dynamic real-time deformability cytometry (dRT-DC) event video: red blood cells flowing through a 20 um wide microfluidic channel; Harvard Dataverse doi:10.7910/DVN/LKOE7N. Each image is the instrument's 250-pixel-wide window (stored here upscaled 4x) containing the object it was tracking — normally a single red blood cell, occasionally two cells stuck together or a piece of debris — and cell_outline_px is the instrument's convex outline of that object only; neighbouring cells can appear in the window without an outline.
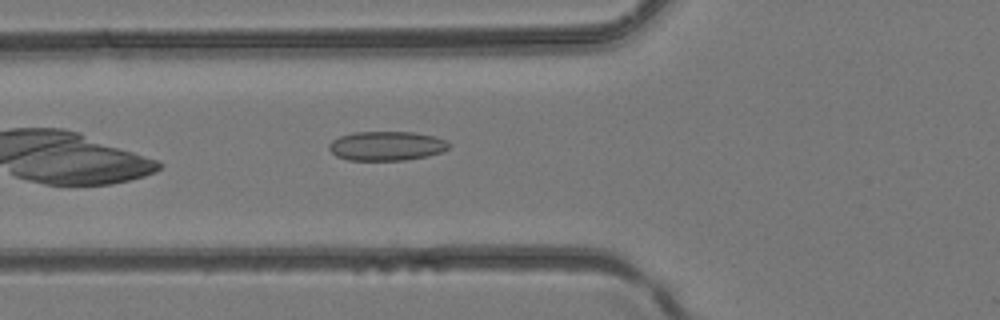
{"species": "common noctule bat (a hibernating species)", "species_latin": "Nyctalus noctula", "temperature_condition": "room temperature", "stored_images_in_passage": 30, "camera_frame_rate_fps": 3000, "um_per_image_px": 0.085, "animal": {"sex": "female", "body_mass_g": 24.6, "forearm_length_mm": 56.2}, "frame": {"image": 1, "passage_image": 4, "time_ms": 1.0, "image_size_px": [1000, 320], "cell_outline_px": [[448, 148], [440, 152], [428, 156], [404, 160], [348, 160], [336, 156], [328, 148], [328, 144], [332, 140], [340, 136], [356, 132], [412, 132], [432, 136], [448, 140]], "centroid_in_image_um": [32.83, 12.4], "position_along_channel_um": 93.0, "area_um2": 20.35}}
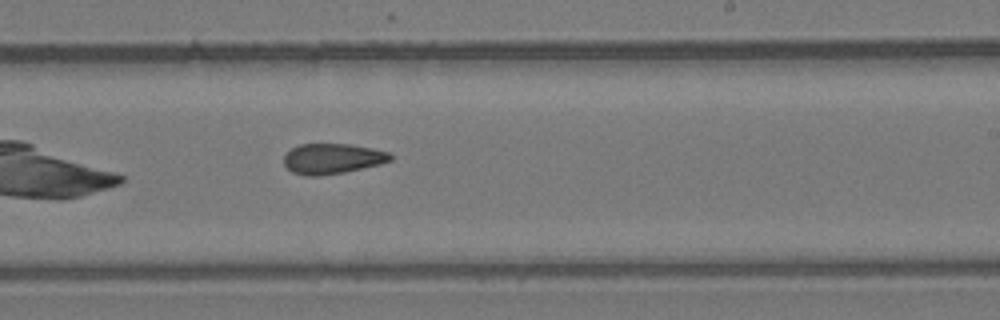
{"frame": {"image": 2, "passage_image": 14, "time_ms": 4.333, "image_size_px": [1000, 320], "cell_outline_px": [[392, 160], [380, 164], [344, 172], [320, 176], [304, 176], [292, 172], [284, 164], [284, 156], [292, 148], [300, 144], [348, 144], [372, 148], [388, 152], [392, 156]], "centroid_in_image_um": [28.24, 13.49], "position_along_channel_um": 260.8, "area_um2": 18.79}}
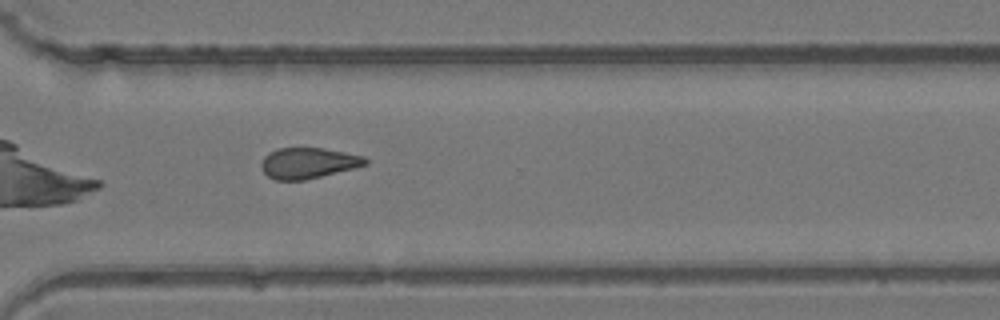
{"frame": {"image": 3, "passage_image": 19, "time_ms": 6.0, "image_size_px": [1000, 320], "cell_outline_px": [[368, 164], [304, 180], [276, 180], [268, 176], [260, 168], [260, 164], [264, 156], [268, 152], [276, 148], [324, 148], [364, 156], [368, 160]], "centroid_in_image_um": [26.15, 13.85], "position_along_channel_um": 344.5, "area_um2": 18.61}}